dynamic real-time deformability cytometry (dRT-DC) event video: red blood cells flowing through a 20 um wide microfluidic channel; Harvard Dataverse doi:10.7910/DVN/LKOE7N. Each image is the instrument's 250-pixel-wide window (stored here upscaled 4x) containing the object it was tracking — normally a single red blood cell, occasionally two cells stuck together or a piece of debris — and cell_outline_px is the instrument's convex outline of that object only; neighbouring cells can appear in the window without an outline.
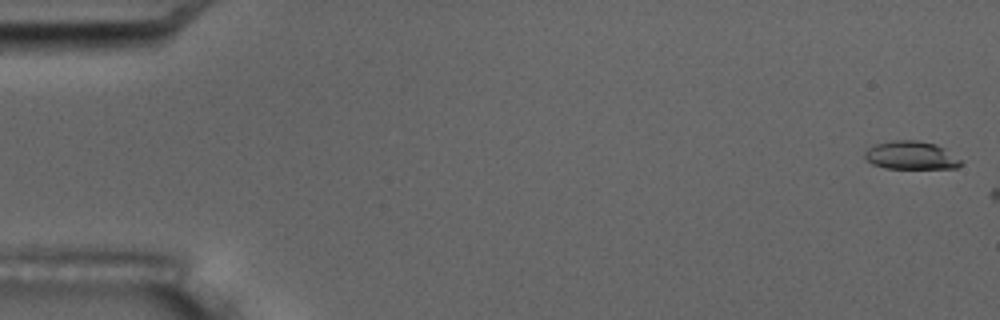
{"species": "common noctule bat (a hibernating species)", "species_latin": "Nyctalus noctula", "temperature_condition": "room temperature", "stored_images_in_passage": 5, "camera_frame_rate_fps": 3000, "um_per_image_px": 0.085, "animal": {"sex": "male", "body_mass_g": 17.5, "forearm_length_mm": 52.3}, "frame": {"image": 1, "passage_image": 1, "time_ms": 0.0, "image_size_px": [1000, 320], "cell_outline_px": [[964, 160], [956, 168], [884, 168], [872, 164], [864, 156], [864, 152], [868, 148], [876, 144], [892, 140], [916, 140], [936, 144], [944, 148]], "centroid_in_image_um": [77.45, 13.2], "position_along_channel_um": 7.5, "area_um2": 15.84}}